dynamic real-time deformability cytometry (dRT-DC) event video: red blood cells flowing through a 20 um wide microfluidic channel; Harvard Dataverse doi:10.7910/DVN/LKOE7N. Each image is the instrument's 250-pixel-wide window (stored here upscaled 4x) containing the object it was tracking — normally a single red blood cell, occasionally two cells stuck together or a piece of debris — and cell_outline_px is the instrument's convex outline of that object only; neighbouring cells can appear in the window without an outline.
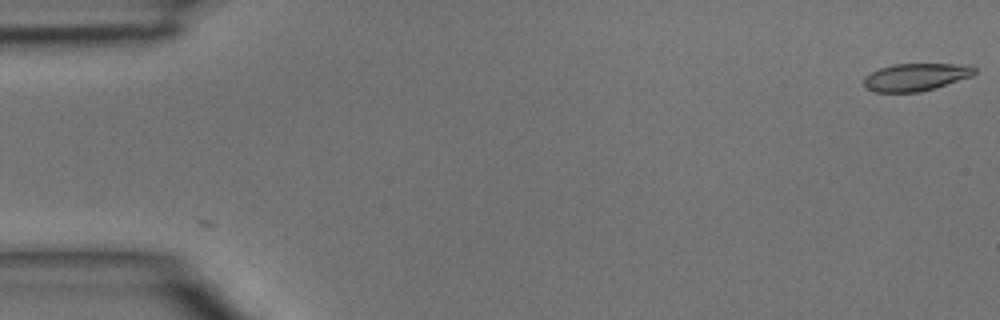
{"species": "common noctule bat (a hibernating species)", "species_latin": "Nyctalus noctula", "temperature_condition": "room temperature", "stored_images_in_passage": 2, "camera_frame_rate_fps": 3000, "um_per_image_px": 0.085, "animal": {"sex": "male", "body_mass_g": 15.6}, "frame": {"image": 1, "passage_image": 1, "time_ms": 0.0, "image_size_px": [1000, 320], "cell_outline_px": [[976, 72], [972, 76], [920, 92], [876, 92], [868, 88], [864, 84], [864, 76], [880, 68], [896, 64], [964, 64], [976, 68]], "centroid_in_image_um": [77.85, 6.54], "position_along_channel_um": 7.2, "area_um2": 17.51}}